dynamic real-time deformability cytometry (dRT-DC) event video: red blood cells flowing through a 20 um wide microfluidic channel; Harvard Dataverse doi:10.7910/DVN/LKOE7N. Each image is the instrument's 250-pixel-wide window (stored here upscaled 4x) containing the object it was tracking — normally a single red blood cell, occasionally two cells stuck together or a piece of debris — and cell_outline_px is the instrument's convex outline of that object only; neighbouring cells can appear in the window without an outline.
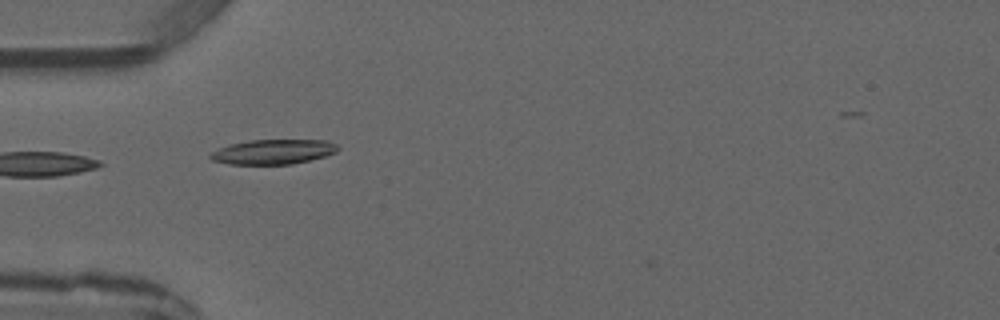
{"species": "common noctule bat (a hibernating species)", "species_latin": "Nyctalus noctula", "temperature_condition": "warm", "stored_images_in_passage": 2, "camera_frame_rate_fps": 3000, "um_per_image_px": 0.085, "animal": {"sex": "male", "forearm_length_mm": 52.5}, "frame": {"image": 1, "passage_image": 1, "time_ms": 0.0, "image_size_px": [1000, 320], "cell_outline_px": [[340, 148], [336, 152], [324, 156], [292, 164], [228, 164], [212, 160], [208, 156], [212, 152], [220, 148], [232, 144], [252, 140], [328, 140], [336, 144]], "centroid_in_image_um": [23.24, 12.9], "position_along_channel_um": 61.8, "area_um2": 18.21}}
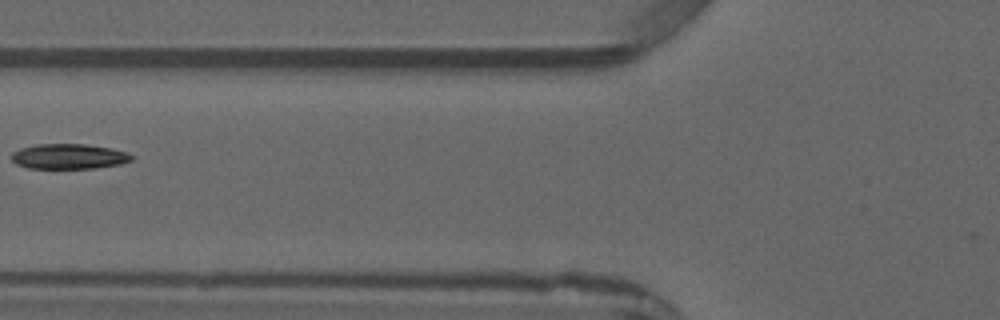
{"frame": {"image": 2, "passage_image": 2, "time_ms": 1.333, "image_size_px": [1000, 320], "cell_outline_px": [[136, 156], [132, 160], [120, 164], [96, 168], [28, 168], [16, 164], [12, 160], [12, 152], [20, 148], [36, 144], [84, 144], [112, 148], [128, 152]], "centroid_in_image_um": [5.89, 13.29], "position_along_channel_um": 119.9, "area_um2": 17.74}}